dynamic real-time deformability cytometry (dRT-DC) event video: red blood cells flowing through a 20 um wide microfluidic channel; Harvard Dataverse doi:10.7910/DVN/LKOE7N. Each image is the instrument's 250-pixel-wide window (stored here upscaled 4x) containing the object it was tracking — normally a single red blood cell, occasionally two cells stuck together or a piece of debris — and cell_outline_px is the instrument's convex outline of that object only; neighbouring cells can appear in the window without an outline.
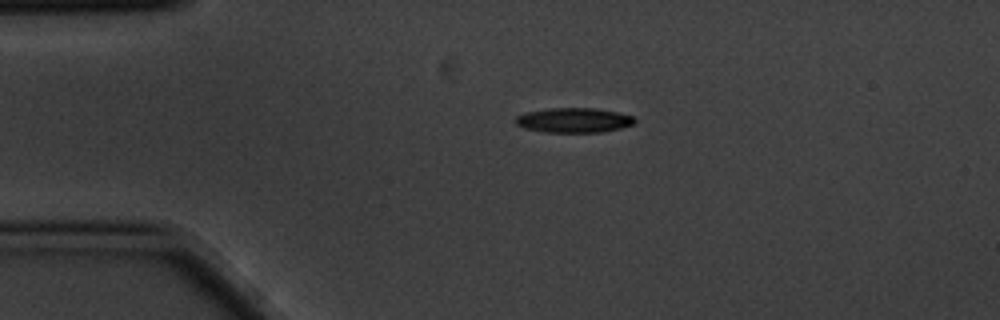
{"species": "common noctule bat (a hibernating species)", "species_latin": "Nyctalus noctula", "temperature_condition": "cold", "stored_images_in_passage": 2, "camera_frame_rate_fps": 3000, "um_per_image_px": 0.085, "animal": {"sex": "male", "body_mass_g": 20.1, "forearm_length_mm": 53.5}, "frame": {"image": 1, "passage_image": 1, "time_ms": 0.0, "image_size_px": [1000, 320], "cell_outline_px": [[636, 120], [632, 124], [620, 128], [600, 132], [544, 132], [524, 128], [516, 124], [516, 116], [528, 112], [552, 108], [596, 108], [616, 112], [632, 116]], "centroid_in_image_um": [48.76, 10.22], "position_along_channel_um": 36.2, "area_um2": 16.94}}